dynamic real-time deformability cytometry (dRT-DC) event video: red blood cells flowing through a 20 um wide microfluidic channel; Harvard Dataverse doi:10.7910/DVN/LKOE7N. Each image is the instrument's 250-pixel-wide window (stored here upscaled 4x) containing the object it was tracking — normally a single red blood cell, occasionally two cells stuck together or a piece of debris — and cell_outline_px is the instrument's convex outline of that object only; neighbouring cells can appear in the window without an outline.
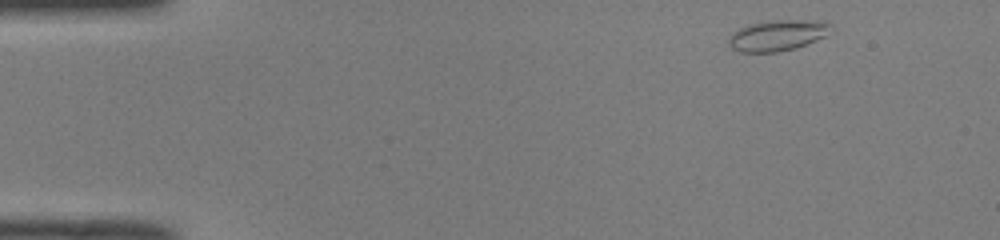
{"species": "common noctule bat (a hibernating species)", "species_latin": "Nyctalus noctula", "temperature_condition": "room temperature", "stored_images_in_passage": 46, "camera_frame_rate_fps": 3000, "um_per_image_px": 0.085, "animal": {"sex": "male", "body_mass_g": 19.0, "forearm_length_mm": 50.8}, "frame": {"image": 1, "passage_image": 1, "time_ms": 0.0, "image_size_px": [1000, 240], "cell_outline_px": [[832, 24], [824, 36], [816, 40], [796, 48], [776, 52], [740, 52], [732, 48], [728, 44], [728, 40], [732, 32], [748, 24], [772, 20], [824, 20]], "centroid_in_image_um": [66.07, 3.0], "position_along_channel_um": 18.9, "area_um2": 18.38}}
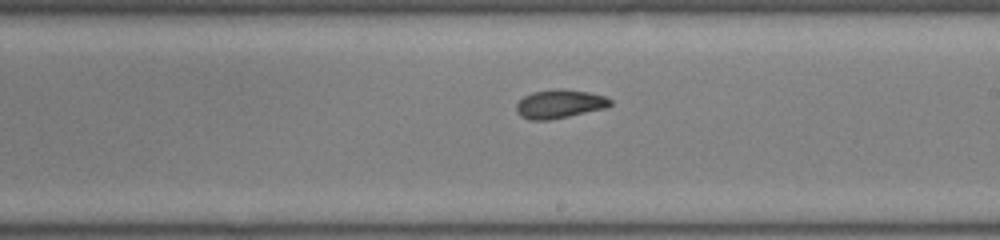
{"frame": {"image": 2, "passage_image": 25, "time_ms": 8.0, "image_size_px": [1000, 240], "cell_outline_px": [[612, 104], [608, 108], [548, 120], [532, 120], [520, 116], [516, 112], [516, 104], [524, 96], [532, 92], [556, 88], [564, 88], [588, 92], [604, 96], [612, 100]], "centroid_in_image_um": [47.57, 8.82], "position_along_channel_um": 241.4, "area_um2": 15.84}}
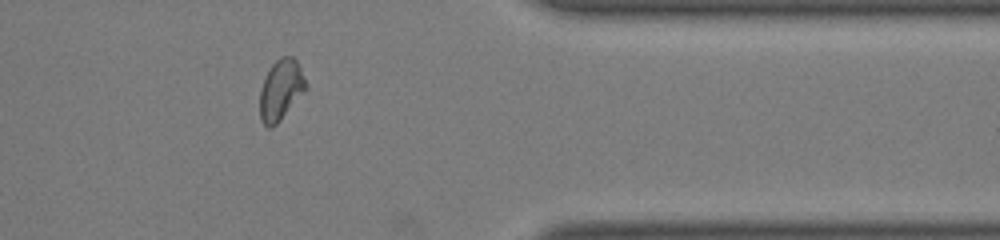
{"frame": {"image": 3, "passage_image": 37, "time_ms": 12.0, "image_size_px": [1000, 240], "cell_outline_px": [[308, 88], [280, 120], [272, 128], [268, 128], [260, 120], [260, 88], [272, 64], [280, 56], [292, 56], [296, 60], [308, 84]], "centroid_in_image_um": [23.88, 7.64], "position_along_channel_um": 387.5, "area_um2": 16.24}, "authors_computed_cell_mechanics": {"area_um2": 16.4152, "velocity_mm_per_s": 4.0212, "shape_relaxation_time_tau1_ms": null, "shape_relaxation_time_tau2_ms": 0.775, "deformation_change_tau1": null, "deformation_change_tau2": 0.0375}}